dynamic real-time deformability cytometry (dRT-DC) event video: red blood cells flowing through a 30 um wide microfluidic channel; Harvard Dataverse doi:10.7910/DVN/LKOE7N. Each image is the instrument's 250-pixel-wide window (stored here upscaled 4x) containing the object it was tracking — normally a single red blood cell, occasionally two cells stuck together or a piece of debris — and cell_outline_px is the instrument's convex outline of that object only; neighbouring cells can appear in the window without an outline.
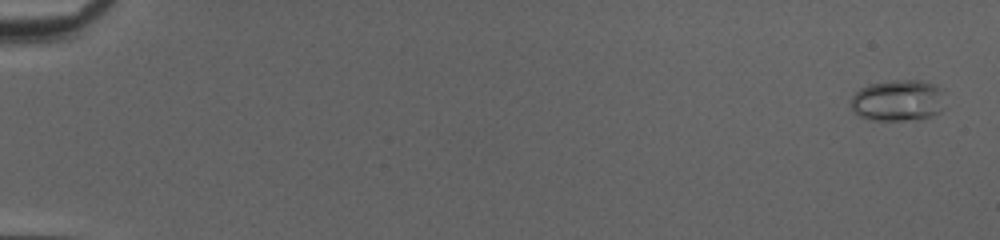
{"species": "common noctule bat (a hibernating species)", "species_latin": "Nyctalus noctula", "temperature_condition": "cold", "stored_images_in_passage": 52, "camera_frame_rate_fps": 3000, "um_per_image_px": 0.085, "animal": {"sex": "female", "body_mass_g": 20.0, "forearm_length_mm": 54.0}, "frame": {"image": 1, "passage_image": 2, "time_ms": 0.333, "image_size_px": [1000, 240], "cell_outline_px": [[944, 108], [940, 112], [916, 120], [868, 120], [852, 112], [852, 96], [860, 88], [868, 84], [892, 80], [920, 80], [944, 88]], "centroid_in_image_um": [76.35, 8.54], "position_along_channel_um": 8.7, "area_um2": 23.06}}
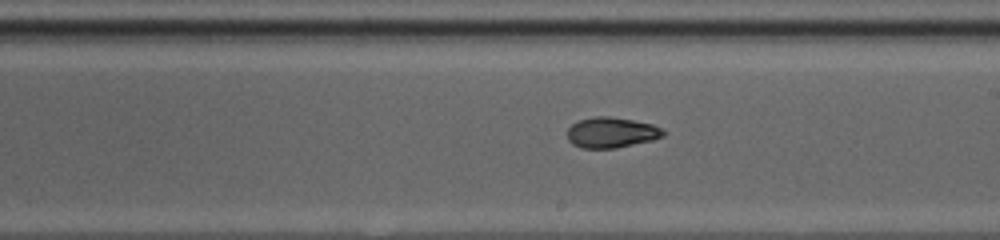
{"frame": {"image": 2, "passage_image": 32, "time_ms": 10.333, "image_size_px": [1000, 240], "cell_outline_px": [[664, 136], [652, 140], [616, 148], [580, 148], [572, 144], [568, 140], [568, 128], [572, 124], [580, 120], [596, 116], [608, 116], [632, 120], [652, 124], [660, 128], [664, 132]], "centroid_in_image_um": [51.94, 11.27], "position_along_channel_um": 237.1, "area_um2": 16.94}}
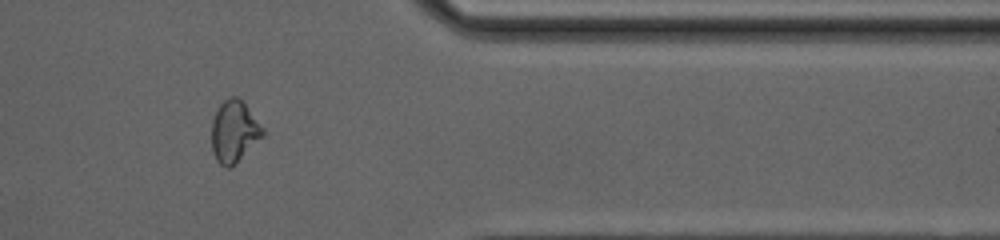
{"frame": {"image": 3, "passage_image": 44, "time_ms": 14.333, "image_size_px": [1000, 240], "cell_outline_px": [[264, 136], [228, 168], [224, 168], [216, 160], [212, 152], [212, 120], [220, 104], [228, 96], [236, 96], [244, 104], [264, 128]], "centroid_in_image_um": [19.88, 11.17], "position_along_channel_um": 391.5, "area_um2": 18.03}, "authors_computed_cell_mechanics": {"area_um2": 18.2648, "velocity_mm_per_s": 4.1701, "shape_relaxation_time_tau1_ms": null, "shape_relaxation_time_tau2_ms": 1.3517, "deformation_change_tau1": null, "deformation_change_tau2": 0.0624}}